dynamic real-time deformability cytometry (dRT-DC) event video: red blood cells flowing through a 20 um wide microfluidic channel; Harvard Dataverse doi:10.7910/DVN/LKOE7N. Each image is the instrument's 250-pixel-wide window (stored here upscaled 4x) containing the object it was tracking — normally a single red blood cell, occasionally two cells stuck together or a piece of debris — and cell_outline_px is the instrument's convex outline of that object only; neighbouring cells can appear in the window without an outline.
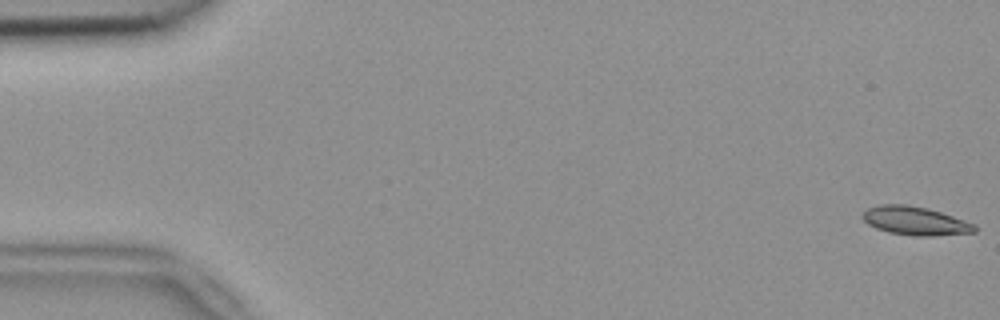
{"species": "common noctule bat (a hibernating species)", "species_latin": "Nyctalus noctula", "temperature_condition": "room temperature", "stored_images_in_passage": 53, "camera_frame_rate_fps": 3000, "um_per_image_px": 0.085, "animal": {"sex": "female", "body_mass_g": 18.4}, "frame": {"image": 1, "passage_image": 1, "time_ms": 0.0, "image_size_px": [1000, 320], "cell_outline_px": [[976, 232], [932, 236], [916, 236], [888, 232], [876, 228], [868, 224], [864, 220], [864, 212], [868, 208], [880, 204], [908, 204], [928, 208], [976, 224]], "centroid_in_image_um": [77.81, 18.77], "position_along_channel_um": 7.2, "area_um2": 18.55}}
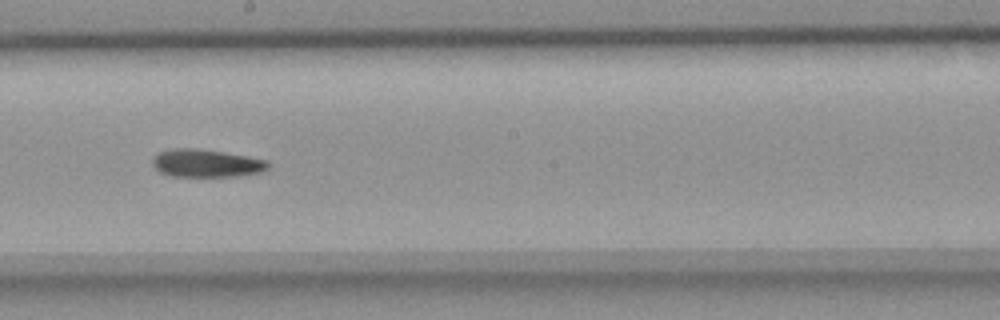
{"frame": {"image": 2, "passage_image": 30, "time_ms": 9.667, "image_size_px": [1000, 320], "cell_outline_px": [[268, 168], [260, 172], [236, 176], [172, 176], [160, 172], [152, 164], [152, 156], [160, 152], [172, 148], [196, 148], [224, 152], [248, 156], [268, 160]], "centroid_in_image_um": [17.51, 13.86], "position_along_channel_um": 230.7, "area_um2": 18.73}}
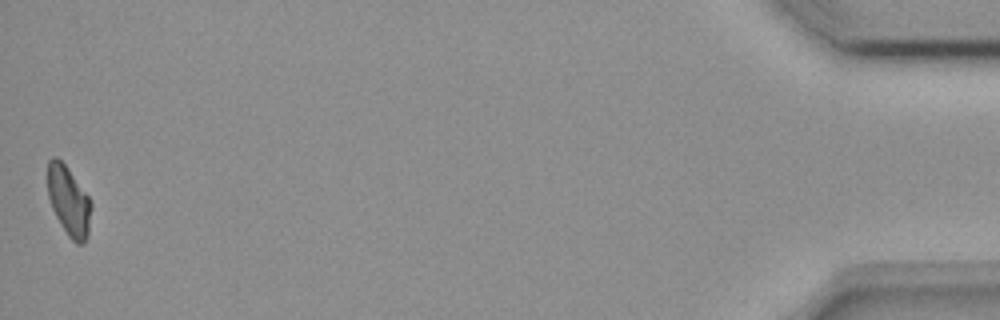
{"frame": {"image": 3, "passage_image": 53, "time_ms": 17.333, "image_size_px": [1000, 320], "cell_outline_px": [[92, 208], [88, 236], [84, 244], [76, 244], [68, 236], [56, 216], [52, 208], [48, 196], [48, 160], [52, 156], [56, 156], [64, 164], [88, 196], [92, 204]], "centroid_in_image_um": [5.85, 17.12], "position_along_channel_um": 429.3, "area_um2": 17.57}}